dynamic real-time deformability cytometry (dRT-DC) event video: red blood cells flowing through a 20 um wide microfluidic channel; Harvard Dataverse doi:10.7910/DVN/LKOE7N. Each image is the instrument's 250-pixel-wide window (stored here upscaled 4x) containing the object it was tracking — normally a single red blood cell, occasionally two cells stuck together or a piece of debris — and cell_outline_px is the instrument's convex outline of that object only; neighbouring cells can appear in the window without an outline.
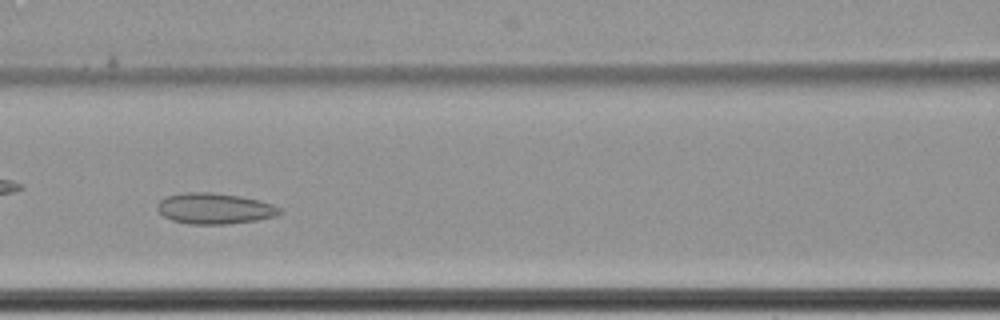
{"species": "common noctule bat (a hibernating species)", "species_latin": "Nyctalus noctula", "temperature_condition": "cold", "stored_images_in_passage": 58, "camera_frame_rate_fps": 3000, "um_per_image_px": 0.085, "animal": {"sex": "female", "body_mass_g": 22.7, "forearm_length_mm": 54.2}, "frame": {"image": 1, "passage_image": 25, "time_ms": 8.0, "image_size_px": [1000, 320], "cell_outline_px": [[284, 212], [272, 216], [256, 220], [228, 224], [188, 224], [172, 220], [164, 216], [156, 208], [156, 204], [160, 200], [168, 196], [184, 192], [212, 192], [240, 196], [260, 200], [284, 208]], "centroid_in_image_um": [18.25, 17.72], "position_along_channel_um": 148.3, "area_um2": 22.14}}
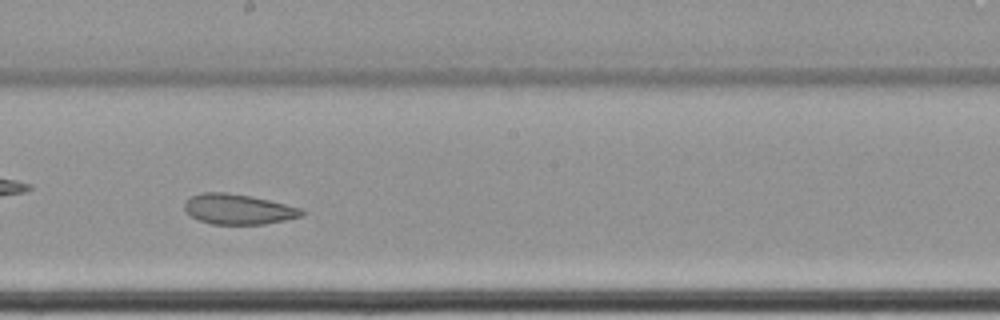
{"frame": {"image": 2, "passage_image": 32, "time_ms": 10.333, "image_size_px": [1000, 320], "cell_outline_px": [[304, 216], [288, 220], [264, 224], [212, 224], [200, 220], [192, 216], [184, 208], [184, 204], [192, 196], [200, 192], [228, 192], [252, 196], [304, 208]], "centroid_in_image_um": [20.32, 17.78], "position_along_channel_um": 227.9, "area_um2": 20.81}}
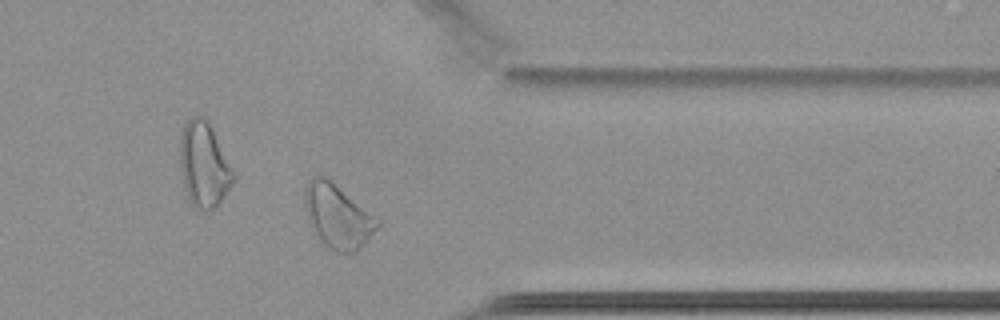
{"frame": {"image": 3, "passage_image": 46, "time_ms": 15.0, "image_size_px": [1000, 320], "cell_outline_px": [[384, 220], [364, 244], [356, 252], [336, 252], [328, 248], [316, 236], [308, 224], [304, 208], [304, 188], [308, 180], [312, 176], [328, 176]], "centroid_in_image_um": [28.72, 18.33], "position_along_channel_um": 382.7, "area_um2": 28.32}, "authors_computed_cell_mechanics": {"area_um2": 26.8481, "velocity_mm_per_s": 3.4181, "shape_relaxation_time_tau1_ms": null, "shape_relaxation_time_tau2_ms": 2.8655, "deformation_change_tau1": null, "deformation_change_tau2": 0.0769}}